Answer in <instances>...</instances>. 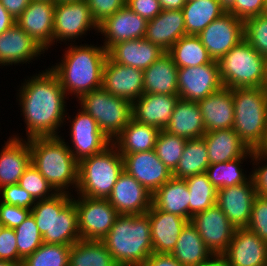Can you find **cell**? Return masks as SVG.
Segmentation results:
<instances>
[{
	"mask_svg": "<svg viewBox=\"0 0 267 266\" xmlns=\"http://www.w3.org/2000/svg\"><path fill=\"white\" fill-rule=\"evenodd\" d=\"M40 71L24 78L16 90V102L26 124V139L61 136L59 130L67 124L64 122L69 97L49 67Z\"/></svg>",
	"mask_w": 267,
	"mask_h": 266,
	"instance_id": "6da1fadb",
	"label": "cell"
},
{
	"mask_svg": "<svg viewBox=\"0 0 267 266\" xmlns=\"http://www.w3.org/2000/svg\"><path fill=\"white\" fill-rule=\"evenodd\" d=\"M100 45L91 42L69 43L60 61L49 66L57 75L65 94L75 97L76 101L82 95L102 87L108 51Z\"/></svg>",
	"mask_w": 267,
	"mask_h": 266,
	"instance_id": "7a4b0ae2",
	"label": "cell"
},
{
	"mask_svg": "<svg viewBox=\"0 0 267 266\" xmlns=\"http://www.w3.org/2000/svg\"><path fill=\"white\" fill-rule=\"evenodd\" d=\"M101 241L118 266H142L154 252L147 214H120Z\"/></svg>",
	"mask_w": 267,
	"mask_h": 266,
	"instance_id": "3957f363",
	"label": "cell"
},
{
	"mask_svg": "<svg viewBox=\"0 0 267 266\" xmlns=\"http://www.w3.org/2000/svg\"><path fill=\"white\" fill-rule=\"evenodd\" d=\"M29 147L31 164L38 169L53 189L57 193L71 194L73 190L75 193L79 162L73 157L61 136L31 138Z\"/></svg>",
	"mask_w": 267,
	"mask_h": 266,
	"instance_id": "277c9868",
	"label": "cell"
},
{
	"mask_svg": "<svg viewBox=\"0 0 267 266\" xmlns=\"http://www.w3.org/2000/svg\"><path fill=\"white\" fill-rule=\"evenodd\" d=\"M73 193H56L53 197L36 201L31 209L43 243L69 245L78 242V213Z\"/></svg>",
	"mask_w": 267,
	"mask_h": 266,
	"instance_id": "5b68a950",
	"label": "cell"
},
{
	"mask_svg": "<svg viewBox=\"0 0 267 266\" xmlns=\"http://www.w3.org/2000/svg\"><path fill=\"white\" fill-rule=\"evenodd\" d=\"M234 131L252 150H261L267 139V87L232 89Z\"/></svg>",
	"mask_w": 267,
	"mask_h": 266,
	"instance_id": "8992f818",
	"label": "cell"
},
{
	"mask_svg": "<svg viewBox=\"0 0 267 266\" xmlns=\"http://www.w3.org/2000/svg\"><path fill=\"white\" fill-rule=\"evenodd\" d=\"M124 170L123 156L111 143L102 152L78 163L77 195L107 199Z\"/></svg>",
	"mask_w": 267,
	"mask_h": 266,
	"instance_id": "52a82bcc",
	"label": "cell"
},
{
	"mask_svg": "<svg viewBox=\"0 0 267 266\" xmlns=\"http://www.w3.org/2000/svg\"><path fill=\"white\" fill-rule=\"evenodd\" d=\"M223 87H267L265 56L257 52L245 39L218 60Z\"/></svg>",
	"mask_w": 267,
	"mask_h": 266,
	"instance_id": "ba28073f",
	"label": "cell"
},
{
	"mask_svg": "<svg viewBox=\"0 0 267 266\" xmlns=\"http://www.w3.org/2000/svg\"><path fill=\"white\" fill-rule=\"evenodd\" d=\"M78 107L87 112L99 129L113 142L132 118V103L110 94L102 87L82 95Z\"/></svg>",
	"mask_w": 267,
	"mask_h": 266,
	"instance_id": "9c48e42d",
	"label": "cell"
},
{
	"mask_svg": "<svg viewBox=\"0 0 267 266\" xmlns=\"http://www.w3.org/2000/svg\"><path fill=\"white\" fill-rule=\"evenodd\" d=\"M94 30L99 31V25L93 19L90 8L85 0L58 2L55 5L53 25V47L54 44L63 42L66 45L76 44V40ZM80 37V38H79ZM68 41V42H67Z\"/></svg>",
	"mask_w": 267,
	"mask_h": 266,
	"instance_id": "30bf717a",
	"label": "cell"
},
{
	"mask_svg": "<svg viewBox=\"0 0 267 266\" xmlns=\"http://www.w3.org/2000/svg\"><path fill=\"white\" fill-rule=\"evenodd\" d=\"M72 200L77 209L78 229L82 240L101 241L120 215L108 199L89 198L74 194Z\"/></svg>",
	"mask_w": 267,
	"mask_h": 266,
	"instance_id": "8fae6325",
	"label": "cell"
},
{
	"mask_svg": "<svg viewBox=\"0 0 267 266\" xmlns=\"http://www.w3.org/2000/svg\"><path fill=\"white\" fill-rule=\"evenodd\" d=\"M75 116L70 117L66 114L65 122L70 123L69 137L72 144L61 138L67 143L73 157L80 162L82 159L102 152L112 142L99 129L97 122L83 109H77ZM72 118V119H71Z\"/></svg>",
	"mask_w": 267,
	"mask_h": 266,
	"instance_id": "7c38bea8",
	"label": "cell"
},
{
	"mask_svg": "<svg viewBox=\"0 0 267 266\" xmlns=\"http://www.w3.org/2000/svg\"><path fill=\"white\" fill-rule=\"evenodd\" d=\"M213 60H219L244 39V21L225 12L197 35Z\"/></svg>",
	"mask_w": 267,
	"mask_h": 266,
	"instance_id": "4fadbf2b",
	"label": "cell"
},
{
	"mask_svg": "<svg viewBox=\"0 0 267 266\" xmlns=\"http://www.w3.org/2000/svg\"><path fill=\"white\" fill-rule=\"evenodd\" d=\"M178 95L180 99L197 102L219 91L223 85L217 60L195 67L178 68Z\"/></svg>",
	"mask_w": 267,
	"mask_h": 266,
	"instance_id": "5bb4252c",
	"label": "cell"
},
{
	"mask_svg": "<svg viewBox=\"0 0 267 266\" xmlns=\"http://www.w3.org/2000/svg\"><path fill=\"white\" fill-rule=\"evenodd\" d=\"M191 222L212 254L219 258L231 243L235 227L217 204L195 214Z\"/></svg>",
	"mask_w": 267,
	"mask_h": 266,
	"instance_id": "9a60e30c",
	"label": "cell"
},
{
	"mask_svg": "<svg viewBox=\"0 0 267 266\" xmlns=\"http://www.w3.org/2000/svg\"><path fill=\"white\" fill-rule=\"evenodd\" d=\"M219 258L225 266H267V241L247 228H236L231 243Z\"/></svg>",
	"mask_w": 267,
	"mask_h": 266,
	"instance_id": "2e32d148",
	"label": "cell"
},
{
	"mask_svg": "<svg viewBox=\"0 0 267 266\" xmlns=\"http://www.w3.org/2000/svg\"><path fill=\"white\" fill-rule=\"evenodd\" d=\"M257 192L252 177L245 183L217 189L216 204L235 228H246Z\"/></svg>",
	"mask_w": 267,
	"mask_h": 266,
	"instance_id": "e0dca14e",
	"label": "cell"
},
{
	"mask_svg": "<svg viewBox=\"0 0 267 266\" xmlns=\"http://www.w3.org/2000/svg\"><path fill=\"white\" fill-rule=\"evenodd\" d=\"M47 52L16 23L0 34V66L33 63ZM22 64V65H20Z\"/></svg>",
	"mask_w": 267,
	"mask_h": 266,
	"instance_id": "ac0fdd59",
	"label": "cell"
},
{
	"mask_svg": "<svg viewBox=\"0 0 267 266\" xmlns=\"http://www.w3.org/2000/svg\"><path fill=\"white\" fill-rule=\"evenodd\" d=\"M107 199L122 215L146 214L152 205V194L125 170L119 175Z\"/></svg>",
	"mask_w": 267,
	"mask_h": 266,
	"instance_id": "d6986e66",
	"label": "cell"
},
{
	"mask_svg": "<svg viewBox=\"0 0 267 266\" xmlns=\"http://www.w3.org/2000/svg\"><path fill=\"white\" fill-rule=\"evenodd\" d=\"M123 156L124 170L151 194L172 178V173L158 158L154 149Z\"/></svg>",
	"mask_w": 267,
	"mask_h": 266,
	"instance_id": "ffe728a7",
	"label": "cell"
},
{
	"mask_svg": "<svg viewBox=\"0 0 267 266\" xmlns=\"http://www.w3.org/2000/svg\"><path fill=\"white\" fill-rule=\"evenodd\" d=\"M148 21L133 12L127 5L99 24L103 47L108 51L121 41L144 38Z\"/></svg>",
	"mask_w": 267,
	"mask_h": 266,
	"instance_id": "44dd1931",
	"label": "cell"
},
{
	"mask_svg": "<svg viewBox=\"0 0 267 266\" xmlns=\"http://www.w3.org/2000/svg\"><path fill=\"white\" fill-rule=\"evenodd\" d=\"M143 79V70L118 64L108 56L103 69L102 88L133 103L143 94Z\"/></svg>",
	"mask_w": 267,
	"mask_h": 266,
	"instance_id": "7402d4cb",
	"label": "cell"
},
{
	"mask_svg": "<svg viewBox=\"0 0 267 266\" xmlns=\"http://www.w3.org/2000/svg\"><path fill=\"white\" fill-rule=\"evenodd\" d=\"M55 5L49 1L31 0L16 19V24L47 52L53 47Z\"/></svg>",
	"mask_w": 267,
	"mask_h": 266,
	"instance_id": "603a6c76",
	"label": "cell"
},
{
	"mask_svg": "<svg viewBox=\"0 0 267 266\" xmlns=\"http://www.w3.org/2000/svg\"><path fill=\"white\" fill-rule=\"evenodd\" d=\"M18 134L10 135L0 150V188L18 184L31 163L29 139ZM24 139H23V138Z\"/></svg>",
	"mask_w": 267,
	"mask_h": 266,
	"instance_id": "cb8c5ba5",
	"label": "cell"
},
{
	"mask_svg": "<svg viewBox=\"0 0 267 266\" xmlns=\"http://www.w3.org/2000/svg\"><path fill=\"white\" fill-rule=\"evenodd\" d=\"M178 100L179 95L143 93L132 103V118L163 130Z\"/></svg>",
	"mask_w": 267,
	"mask_h": 266,
	"instance_id": "d4e9b609",
	"label": "cell"
},
{
	"mask_svg": "<svg viewBox=\"0 0 267 266\" xmlns=\"http://www.w3.org/2000/svg\"><path fill=\"white\" fill-rule=\"evenodd\" d=\"M206 132L233 128L234 103L232 89L219 91L197 101Z\"/></svg>",
	"mask_w": 267,
	"mask_h": 266,
	"instance_id": "484cf974",
	"label": "cell"
},
{
	"mask_svg": "<svg viewBox=\"0 0 267 266\" xmlns=\"http://www.w3.org/2000/svg\"><path fill=\"white\" fill-rule=\"evenodd\" d=\"M150 219L151 242L155 253H171L188 220L151 205L146 213Z\"/></svg>",
	"mask_w": 267,
	"mask_h": 266,
	"instance_id": "4316f807",
	"label": "cell"
},
{
	"mask_svg": "<svg viewBox=\"0 0 267 266\" xmlns=\"http://www.w3.org/2000/svg\"><path fill=\"white\" fill-rule=\"evenodd\" d=\"M186 35L182 10H162L148 21L144 38L167 52Z\"/></svg>",
	"mask_w": 267,
	"mask_h": 266,
	"instance_id": "83f0119b",
	"label": "cell"
},
{
	"mask_svg": "<svg viewBox=\"0 0 267 266\" xmlns=\"http://www.w3.org/2000/svg\"><path fill=\"white\" fill-rule=\"evenodd\" d=\"M163 53L164 50L145 38L121 41L108 50V56L114 62L143 71L150 67Z\"/></svg>",
	"mask_w": 267,
	"mask_h": 266,
	"instance_id": "f1b7e54d",
	"label": "cell"
},
{
	"mask_svg": "<svg viewBox=\"0 0 267 266\" xmlns=\"http://www.w3.org/2000/svg\"><path fill=\"white\" fill-rule=\"evenodd\" d=\"M170 254L182 266H204L216 258L207 248L191 221H188L183 227Z\"/></svg>",
	"mask_w": 267,
	"mask_h": 266,
	"instance_id": "f546056e",
	"label": "cell"
},
{
	"mask_svg": "<svg viewBox=\"0 0 267 266\" xmlns=\"http://www.w3.org/2000/svg\"><path fill=\"white\" fill-rule=\"evenodd\" d=\"M178 67L171 55L164 52L144 70L143 93L178 95Z\"/></svg>",
	"mask_w": 267,
	"mask_h": 266,
	"instance_id": "4dcf8cb0",
	"label": "cell"
},
{
	"mask_svg": "<svg viewBox=\"0 0 267 266\" xmlns=\"http://www.w3.org/2000/svg\"><path fill=\"white\" fill-rule=\"evenodd\" d=\"M209 163H222L244 156L250 149L233 128L206 132Z\"/></svg>",
	"mask_w": 267,
	"mask_h": 266,
	"instance_id": "1f68e13d",
	"label": "cell"
},
{
	"mask_svg": "<svg viewBox=\"0 0 267 266\" xmlns=\"http://www.w3.org/2000/svg\"><path fill=\"white\" fill-rule=\"evenodd\" d=\"M164 130L185 139L203 137L206 130L197 102L179 98Z\"/></svg>",
	"mask_w": 267,
	"mask_h": 266,
	"instance_id": "d6a6232c",
	"label": "cell"
},
{
	"mask_svg": "<svg viewBox=\"0 0 267 266\" xmlns=\"http://www.w3.org/2000/svg\"><path fill=\"white\" fill-rule=\"evenodd\" d=\"M189 196L185 179L172 177L152 194V205L189 221Z\"/></svg>",
	"mask_w": 267,
	"mask_h": 266,
	"instance_id": "836d02e7",
	"label": "cell"
},
{
	"mask_svg": "<svg viewBox=\"0 0 267 266\" xmlns=\"http://www.w3.org/2000/svg\"><path fill=\"white\" fill-rule=\"evenodd\" d=\"M160 129L131 118L122 132L113 140L120 154L153 150Z\"/></svg>",
	"mask_w": 267,
	"mask_h": 266,
	"instance_id": "e575fe53",
	"label": "cell"
},
{
	"mask_svg": "<svg viewBox=\"0 0 267 266\" xmlns=\"http://www.w3.org/2000/svg\"><path fill=\"white\" fill-rule=\"evenodd\" d=\"M181 10L184 16L186 35H198L212 21L226 12L218 0L186 1Z\"/></svg>",
	"mask_w": 267,
	"mask_h": 266,
	"instance_id": "d590c367",
	"label": "cell"
},
{
	"mask_svg": "<svg viewBox=\"0 0 267 266\" xmlns=\"http://www.w3.org/2000/svg\"><path fill=\"white\" fill-rule=\"evenodd\" d=\"M253 154L254 150L250 149L242 157L227 162L210 164L205 173L216 189L245 183L252 177V174L250 171L247 174L242 164L248 159L252 160Z\"/></svg>",
	"mask_w": 267,
	"mask_h": 266,
	"instance_id": "8d00e7d4",
	"label": "cell"
},
{
	"mask_svg": "<svg viewBox=\"0 0 267 266\" xmlns=\"http://www.w3.org/2000/svg\"><path fill=\"white\" fill-rule=\"evenodd\" d=\"M209 165L207 145L203 137L187 139L172 177L186 179L189 176L205 173Z\"/></svg>",
	"mask_w": 267,
	"mask_h": 266,
	"instance_id": "74e56055",
	"label": "cell"
},
{
	"mask_svg": "<svg viewBox=\"0 0 267 266\" xmlns=\"http://www.w3.org/2000/svg\"><path fill=\"white\" fill-rule=\"evenodd\" d=\"M69 266L118 265L102 241L80 239L70 247Z\"/></svg>",
	"mask_w": 267,
	"mask_h": 266,
	"instance_id": "f35d334b",
	"label": "cell"
},
{
	"mask_svg": "<svg viewBox=\"0 0 267 266\" xmlns=\"http://www.w3.org/2000/svg\"><path fill=\"white\" fill-rule=\"evenodd\" d=\"M167 52L178 68L200 66L213 60L197 35L181 37Z\"/></svg>",
	"mask_w": 267,
	"mask_h": 266,
	"instance_id": "ab89813d",
	"label": "cell"
},
{
	"mask_svg": "<svg viewBox=\"0 0 267 266\" xmlns=\"http://www.w3.org/2000/svg\"><path fill=\"white\" fill-rule=\"evenodd\" d=\"M189 190V221L200 212L216 204L217 189L209 181L206 173L189 176L185 179Z\"/></svg>",
	"mask_w": 267,
	"mask_h": 266,
	"instance_id": "60d3db41",
	"label": "cell"
},
{
	"mask_svg": "<svg viewBox=\"0 0 267 266\" xmlns=\"http://www.w3.org/2000/svg\"><path fill=\"white\" fill-rule=\"evenodd\" d=\"M186 141L187 139L171 134L164 129L158 133L154 151L171 173L178 166Z\"/></svg>",
	"mask_w": 267,
	"mask_h": 266,
	"instance_id": "b9f144b4",
	"label": "cell"
},
{
	"mask_svg": "<svg viewBox=\"0 0 267 266\" xmlns=\"http://www.w3.org/2000/svg\"><path fill=\"white\" fill-rule=\"evenodd\" d=\"M69 245L43 243L21 266H69Z\"/></svg>",
	"mask_w": 267,
	"mask_h": 266,
	"instance_id": "7bdbcfd3",
	"label": "cell"
},
{
	"mask_svg": "<svg viewBox=\"0 0 267 266\" xmlns=\"http://www.w3.org/2000/svg\"><path fill=\"white\" fill-rule=\"evenodd\" d=\"M14 231L18 254L22 260L34 253L43 244L42 235L31 213Z\"/></svg>",
	"mask_w": 267,
	"mask_h": 266,
	"instance_id": "ee69618b",
	"label": "cell"
},
{
	"mask_svg": "<svg viewBox=\"0 0 267 266\" xmlns=\"http://www.w3.org/2000/svg\"><path fill=\"white\" fill-rule=\"evenodd\" d=\"M18 185L26 190L35 201L51 198L57 193L31 163L19 179Z\"/></svg>",
	"mask_w": 267,
	"mask_h": 266,
	"instance_id": "f6af8a7d",
	"label": "cell"
},
{
	"mask_svg": "<svg viewBox=\"0 0 267 266\" xmlns=\"http://www.w3.org/2000/svg\"><path fill=\"white\" fill-rule=\"evenodd\" d=\"M244 39L261 55H267V15L254 16L244 21Z\"/></svg>",
	"mask_w": 267,
	"mask_h": 266,
	"instance_id": "bcb514c9",
	"label": "cell"
},
{
	"mask_svg": "<svg viewBox=\"0 0 267 266\" xmlns=\"http://www.w3.org/2000/svg\"><path fill=\"white\" fill-rule=\"evenodd\" d=\"M246 228L267 241V196L257 195L255 197L251 218Z\"/></svg>",
	"mask_w": 267,
	"mask_h": 266,
	"instance_id": "7dc6e473",
	"label": "cell"
},
{
	"mask_svg": "<svg viewBox=\"0 0 267 266\" xmlns=\"http://www.w3.org/2000/svg\"><path fill=\"white\" fill-rule=\"evenodd\" d=\"M251 162L253 165L251 174L257 195L267 196V154L261 150H255L253 159L249 163Z\"/></svg>",
	"mask_w": 267,
	"mask_h": 266,
	"instance_id": "c3c4849f",
	"label": "cell"
},
{
	"mask_svg": "<svg viewBox=\"0 0 267 266\" xmlns=\"http://www.w3.org/2000/svg\"><path fill=\"white\" fill-rule=\"evenodd\" d=\"M0 202L25 209H32L36 203L32 196L18 184L0 188Z\"/></svg>",
	"mask_w": 267,
	"mask_h": 266,
	"instance_id": "681fc988",
	"label": "cell"
},
{
	"mask_svg": "<svg viewBox=\"0 0 267 266\" xmlns=\"http://www.w3.org/2000/svg\"><path fill=\"white\" fill-rule=\"evenodd\" d=\"M0 260L21 265L14 229L3 227L0 231Z\"/></svg>",
	"mask_w": 267,
	"mask_h": 266,
	"instance_id": "f907efd6",
	"label": "cell"
},
{
	"mask_svg": "<svg viewBox=\"0 0 267 266\" xmlns=\"http://www.w3.org/2000/svg\"><path fill=\"white\" fill-rule=\"evenodd\" d=\"M92 17L99 25L107 17L113 15L126 5V0H85Z\"/></svg>",
	"mask_w": 267,
	"mask_h": 266,
	"instance_id": "816d5d0a",
	"label": "cell"
},
{
	"mask_svg": "<svg viewBox=\"0 0 267 266\" xmlns=\"http://www.w3.org/2000/svg\"><path fill=\"white\" fill-rule=\"evenodd\" d=\"M31 213V209H25L0 202V223L3 227L15 229Z\"/></svg>",
	"mask_w": 267,
	"mask_h": 266,
	"instance_id": "f5cc1de1",
	"label": "cell"
},
{
	"mask_svg": "<svg viewBox=\"0 0 267 266\" xmlns=\"http://www.w3.org/2000/svg\"><path fill=\"white\" fill-rule=\"evenodd\" d=\"M264 7L265 0H236L227 12L245 21L248 18L262 15Z\"/></svg>",
	"mask_w": 267,
	"mask_h": 266,
	"instance_id": "db71d44e",
	"label": "cell"
},
{
	"mask_svg": "<svg viewBox=\"0 0 267 266\" xmlns=\"http://www.w3.org/2000/svg\"><path fill=\"white\" fill-rule=\"evenodd\" d=\"M126 5L147 21L152 20L162 11L158 0H126Z\"/></svg>",
	"mask_w": 267,
	"mask_h": 266,
	"instance_id": "11a10c76",
	"label": "cell"
},
{
	"mask_svg": "<svg viewBox=\"0 0 267 266\" xmlns=\"http://www.w3.org/2000/svg\"><path fill=\"white\" fill-rule=\"evenodd\" d=\"M142 266H182L169 253H155L153 252Z\"/></svg>",
	"mask_w": 267,
	"mask_h": 266,
	"instance_id": "9f6ffc18",
	"label": "cell"
},
{
	"mask_svg": "<svg viewBox=\"0 0 267 266\" xmlns=\"http://www.w3.org/2000/svg\"><path fill=\"white\" fill-rule=\"evenodd\" d=\"M2 6L17 19L31 0H0Z\"/></svg>",
	"mask_w": 267,
	"mask_h": 266,
	"instance_id": "6f0895ef",
	"label": "cell"
},
{
	"mask_svg": "<svg viewBox=\"0 0 267 266\" xmlns=\"http://www.w3.org/2000/svg\"><path fill=\"white\" fill-rule=\"evenodd\" d=\"M16 19L2 6L0 2V34L12 27Z\"/></svg>",
	"mask_w": 267,
	"mask_h": 266,
	"instance_id": "680465c9",
	"label": "cell"
},
{
	"mask_svg": "<svg viewBox=\"0 0 267 266\" xmlns=\"http://www.w3.org/2000/svg\"><path fill=\"white\" fill-rule=\"evenodd\" d=\"M162 10H181L186 0H158Z\"/></svg>",
	"mask_w": 267,
	"mask_h": 266,
	"instance_id": "91938a15",
	"label": "cell"
},
{
	"mask_svg": "<svg viewBox=\"0 0 267 266\" xmlns=\"http://www.w3.org/2000/svg\"><path fill=\"white\" fill-rule=\"evenodd\" d=\"M220 6L227 12L234 4L236 0H218Z\"/></svg>",
	"mask_w": 267,
	"mask_h": 266,
	"instance_id": "94428289",
	"label": "cell"
},
{
	"mask_svg": "<svg viewBox=\"0 0 267 266\" xmlns=\"http://www.w3.org/2000/svg\"><path fill=\"white\" fill-rule=\"evenodd\" d=\"M204 266H225V264L220 258H215L212 262Z\"/></svg>",
	"mask_w": 267,
	"mask_h": 266,
	"instance_id": "6125c7cd",
	"label": "cell"
},
{
	"mask_svg": "<svg viewBox=\"0 0 267 266\" xmlns=\"http://www.w3.org/2000/svg\"><path fill=\"white\" fill-rule=\"evenodd\" d=\"M0 266H21L19 264L0 260Z\"/></svg>",
	"mask_w": 267,
	"mask_h": 266,
	"instance_id": "be15d7a7",
	"label": "cell"
},
{
	"mask_svg": "<svg viewBox=\"0 0 267 266\" xmlns=\"http://www.w3.org/2000/svg\"><path fill=\"white\" fill-rule=\"evenodd\" d=\"M261 151H263L267 154V139H266L264 146L261 148Z\"/></svg>",
	"mask_w": 267,
	"mask_h": 266,
	"instance_id": "e7e4bbea",
	"label": "cell"
},
{
	"mask_svg": "<svg viewBox=\"0 0 267 266\" xmlns=\"http://www.w3.org/2000/svg\"><path fill=\"white\" fill-rule=\"evenodd\" d=\"M263 14L267 15V0H265V7H264Z\"/></svg>",
	"mask_w": 267,
	"mask_h": 266,
	"instance_id": "03108f58",
	"label": "cell"
},
{
	"mask_svg": "<svg viewBox=\"0 0 267 266\" xmlns=\"http://www.w3.org/2000/svg\"><path fill=\"white\" fill-rule=\"evenodd\" d=\"M71 1H79V0H56V3H58V2H71Z\"/></svg>",
	"mask_w": 267,
	"mask_h": 266,
	"instance_id": "003e7915",
	"label": "cell"
},
{
	"mask_svg": "<svg viewBox=\"0 0 267 266\" xmlns=\"http://www.w3.org/2000/svg\"><path fill=\"white\" fill-rule=\"evenodd\" d=\"M265 73L267 78V55L265 56Z\"/></svg>",
	"mask_w": 267,
	"mask_h": 266,
	"instance_id": "a7ac6f4b",
	"label": "cell"
},
{
	"mask_svg": "<svg viewBox=\"0 0 267 266\" xmlns=\"http://www.w3.org/2000/svg\"><path fill=\"white\" fill-rule=\"evenodd\" d=\"M40 1H49V2H52V3H56V0H40Z\"/></svg>",
	"mask_w": 267,
	"mask_h": 266,
	"instance_id": "89a4df30",
	"label": "cell"
},
{
	"mask_svg": "<svg viewBox=\"0 0 267 266\" xmlns=\"http://www.w3.org/2000/svg\"><path fill=\"white\" fill-rule=\"evenodd\" d=\"M2 228H3V225L0 223V231H1Z\"/></svg>",
	"mask_w": 267,
	"mask_h": 266,
	"instance_id": "2644e50d",
	"label": "cell"
}]
</instances>
